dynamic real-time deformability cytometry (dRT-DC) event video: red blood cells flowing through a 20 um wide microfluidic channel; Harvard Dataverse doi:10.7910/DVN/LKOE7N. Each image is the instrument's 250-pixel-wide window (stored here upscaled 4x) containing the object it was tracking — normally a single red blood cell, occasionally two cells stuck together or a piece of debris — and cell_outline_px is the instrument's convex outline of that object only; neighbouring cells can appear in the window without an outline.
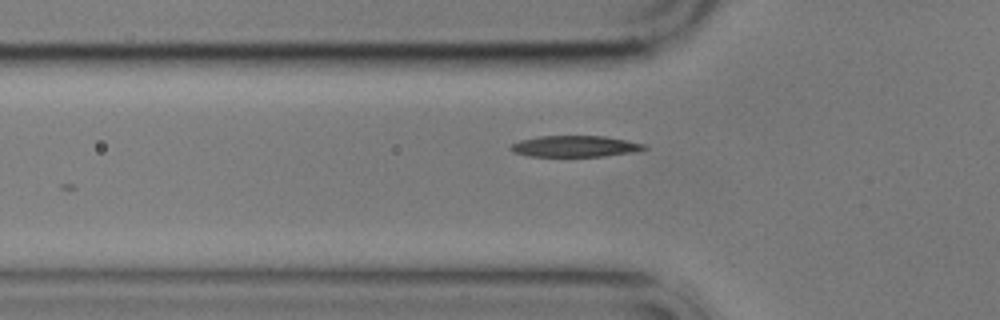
{"species": "common noctule bat (a hibernating species)", "species_latin": "Nyctalus noctula", "temperature_condition": "cold", "stored_images_in_passage": 5, "camera_frame_rate_fps": 3000, "um_per_image_px": 0.085, "animal": {"sex": "male", "body_mass_g": 17.9}, "frame": {"image": 1, "passage_image": 5, "time_ms": 5.667, "image_size_px": [1000, 320], "cell_outline_px": [[648, 148], [632, 152], [604, 156], [528, 156], [512, 152], [508, 148], [512, 144], [520, 140], [540, 136], [604, 136], [644, 144]], "centroid_in_image_um": [48.82, 12.43], "position_along_channel_um": 77.0, "area_um2": 16.36}}